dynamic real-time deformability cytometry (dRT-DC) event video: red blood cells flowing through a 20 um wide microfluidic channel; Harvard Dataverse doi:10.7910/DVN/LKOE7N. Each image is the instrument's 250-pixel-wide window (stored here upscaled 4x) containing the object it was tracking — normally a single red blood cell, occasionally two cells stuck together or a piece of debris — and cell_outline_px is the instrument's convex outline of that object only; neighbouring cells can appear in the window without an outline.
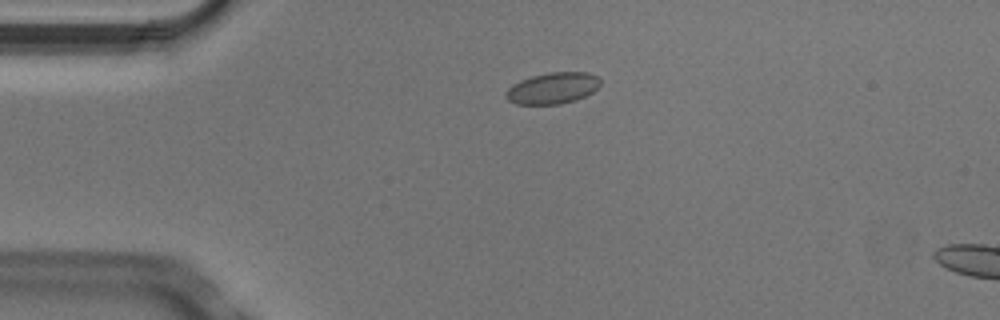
{"species": "Egyptian fruit bat (a non-hibernating species)", "species_latin": "Rousettus aegyptiacus", "temperature_condition": "cold", "stored_images_in_passage": 4, "camera_frame_rate_fps": 3000, "um_per_image_px": 0.085, "animal": {"sex": "male"}, "frame": {"image": 1, "passage_image": 3, "time_ms": 0.667, "image_size_px": [1000, 320], "cell_outline_px": [[600, 84], [592, 92], [576, 100], [560, 104], [516, 104], [508, 100], [504, 96], [504, 92], [512, 84], [520, 80], [532, 76], [548, 72], [588, 72], [596, 76], [600, 80]], "centroid_in_image_um": [46.94, 7.49], "position_along_channel_um": 38.1, "area_um2": 17.28}}